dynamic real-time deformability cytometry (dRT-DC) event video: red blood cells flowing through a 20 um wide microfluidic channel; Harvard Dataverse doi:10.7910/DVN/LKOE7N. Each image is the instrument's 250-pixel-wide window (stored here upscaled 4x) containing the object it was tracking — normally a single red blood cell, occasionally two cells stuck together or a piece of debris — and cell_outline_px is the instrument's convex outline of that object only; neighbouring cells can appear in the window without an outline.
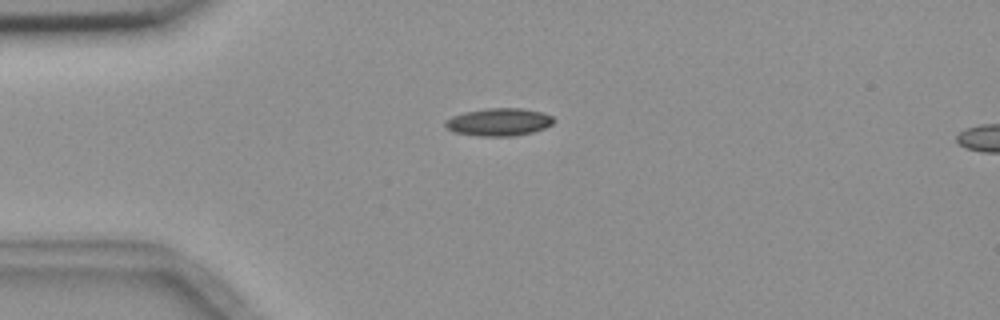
{"species": "common noctule bat (a hibernating species)", "species_latin": "Nyctalus noctula", "temperature_condition": "room temperature", "stored_images_in_passage": 7, "camera_frame_rate_fps": 3000, "um_per_image_px": 0.085, "animal": {"sex": "female", "body_mass_g": 18.4}, "frame": {"image": 1, "passage_image": 1, "time_ms": 0.0, "image_size_px": [1000, 320], "cell_outline_px": [[556, 120], [552, 124], [544, 128], [532, 132], [512, 136], [480, 136], [456, 132], [448, 128], [444, 124], [452, 116], [464, 112], [488, 108], [524, 108], [544, 112], [552, 116]], "centroid_in_image_um": [42.46, 10.36], "position_along_channel_um": 42.5, "area_um2": 17.4}}
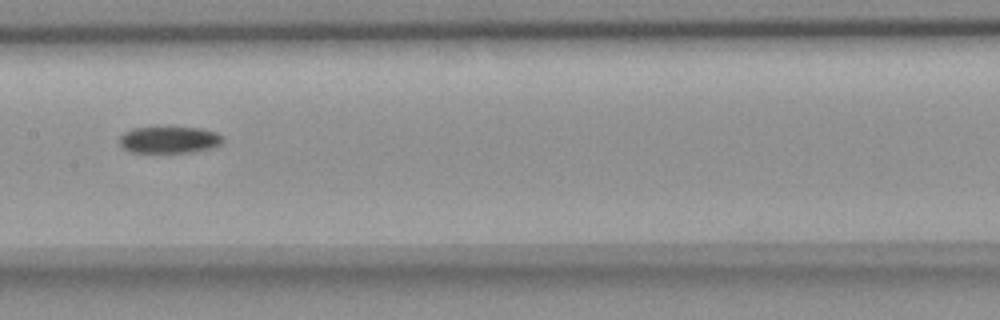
{"frame": {"image": 2, "passage_image": 5, "time_ms": 4.667, "image_size_px": [1000, 320], "cell_outline_px": [[224, 140], [216, 148], [192, 152], [132, 152], [124, 148], [120, 144], [120, 136], [124, 132], [132, 128], [200, 128], [216, 132], [224, 136]], "centroid_in_image_um": [14.45, 11.89], "position_along_channel_um": 193.0, "area_um2": 16.07}}
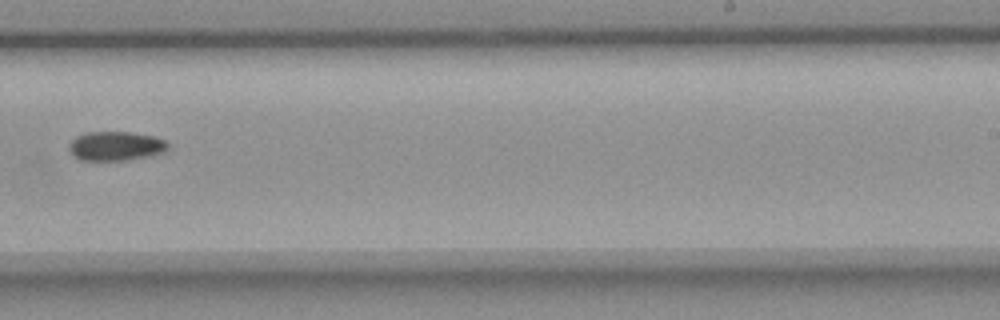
{"frame": {"image": 3, "passage_image": 7, "time_ms": 7.0, "image_size_px": [1000, 320], "cell_outline_px": [[168, 148], [164, 152], [148, 156], [124, 160], [80, 160], [72, 156], [68, 148], [68, 144], [76, 136], [84, 132], [128, 132], [156, 136], [164, 140], [168, 144]], "centroid_in_image_um": [9.8, 12.41], "position_along_channel_um": 279.2, "area_um2": 16.94}}